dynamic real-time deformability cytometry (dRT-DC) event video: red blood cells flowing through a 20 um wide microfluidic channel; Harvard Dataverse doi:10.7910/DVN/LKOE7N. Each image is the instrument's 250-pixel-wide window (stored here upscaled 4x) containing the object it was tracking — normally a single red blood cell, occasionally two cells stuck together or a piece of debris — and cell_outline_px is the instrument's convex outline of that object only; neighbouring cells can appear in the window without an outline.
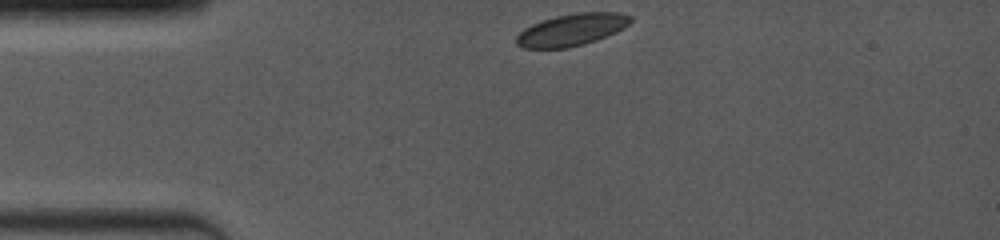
{"species": "common noctule bat (a hibernating species)", "species_latin": "Nyctalus noctula", "temperature_condition": "room temperature", "stored_images_in_passage": 57, "camera_frame_rate_fps": 4000, "um_per_image_px": 0.085, "animal": {"sex": "female", "body_mass_g": 19.0, "forearm_length_mm": 53.3}, "frame": {"image": 1, "passage_image": 1, "time_ms": 0.0, "image_size_px": [1000, 240], "cell_outline_px": [[632, 20], [624, 28], [616, 32], [596, 40], [584, 44], [568, 48], [524, 48], [516, 44], [516, 36], [524, 28], [532, 24], [556, 16], [576, 12], [616, 12], [632, 16]], "centroid_in_image_um": [48.6, 2.53], "position_along_channel_um": 36.4, "area_um2": 21.27}}
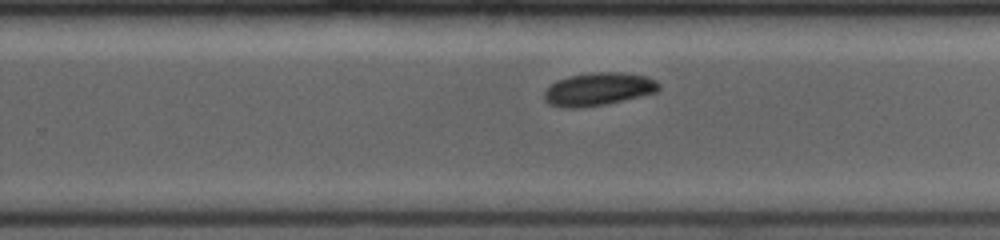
{"frame": {"image": 2, "passage_image": 38, "time_ms": 7.0, "image_size_px": [1000, 240], "cell_outline_px": [[660, 88], [656, 92], [608, 104], [580, 108], [564, 108], [548, 104], [544, 100], [544, 92], [556, 80], [568, 76], [592, 72], [620, 72], [648, 76], [656, 80], [660, 84]], "centroid_in_image_um": [50.86, 7.58], "position_along_channel_um": 278.9, "area_um2": 22.25}}
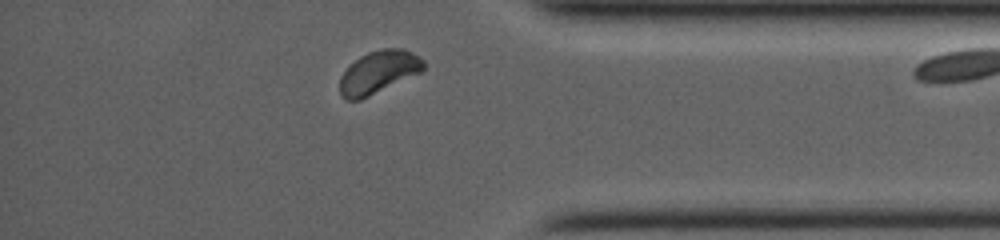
{"frame": {"image": 3, "passage_image": 55, "time_ms": 10.25, "image_size_px": [1000, 240], "cell_outline_px": [[424, 68], [420, 72], [360, 100], [348, 100], [340, 92], [340, 76], [360, 56], [368, 52], [384, 48], [404, 48], [412, 52], [424, 60]], "centroid_in_image_um": [32.19, 6.11], "position_along_channel_um": 403.0, "area_um2": 20.4}}